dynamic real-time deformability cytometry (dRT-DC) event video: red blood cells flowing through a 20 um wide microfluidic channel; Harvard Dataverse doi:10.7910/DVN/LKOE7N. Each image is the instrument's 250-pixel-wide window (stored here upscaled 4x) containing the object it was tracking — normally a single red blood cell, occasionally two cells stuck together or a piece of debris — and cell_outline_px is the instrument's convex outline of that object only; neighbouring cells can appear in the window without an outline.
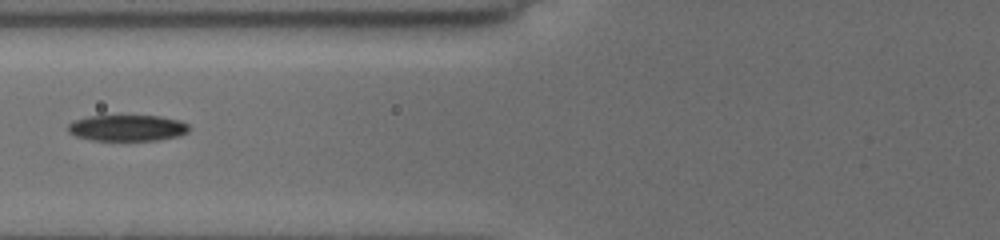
{"species": "common noctule bat (a hibernating species)", "species_latin": "Nyctalus noctula", "temperature_condition": "cold", "stored_images_in_passage": 4, "camera_frame_rate_fps": 3000, "um_per_image_px": 0.085, "animal": {"sex": "female", "body_mass_g": 19.5, "forearm_length_mm": 54.1}, "frame": {"image": 1, "passage_image": 3, "time_ms": 2.0, "image_size_px": [1000, 240], "cell_outline_px": [[188, 132], [180, 136], [160, 140], [92, 140], [76, 136], [68, 132], [68, 124], [76, 120], [88, 116], [160, 116], [180, 120], [188, 124]], "centroid_in_image_um": [10.85, 10.88], "position_along_channel_um": 115.0, "area_um2": 18.44}}
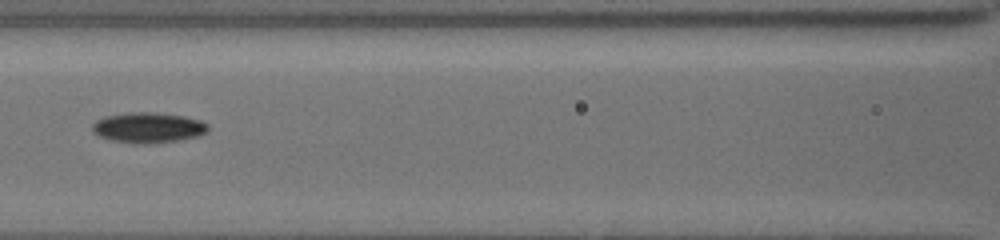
{"frame": {"image": 2, "passage_image": 4, "time_ms": 3.0, "image_size_px": [1000, 240], "cell_outline_px": [[208, 132], [200, 136], [180, 140], [152, 144], [132, 144], [112, 140], [100, 136], [92, 132], [92, 124], [96, 120], [104, 116], [128, 112], [152, 112], [184, 116], [200, 120], [208, 124]], "centroid_in_image_um": [12.6, 10.86], "position_along_channel_um": 154.0, "area_um2": 20.87}}